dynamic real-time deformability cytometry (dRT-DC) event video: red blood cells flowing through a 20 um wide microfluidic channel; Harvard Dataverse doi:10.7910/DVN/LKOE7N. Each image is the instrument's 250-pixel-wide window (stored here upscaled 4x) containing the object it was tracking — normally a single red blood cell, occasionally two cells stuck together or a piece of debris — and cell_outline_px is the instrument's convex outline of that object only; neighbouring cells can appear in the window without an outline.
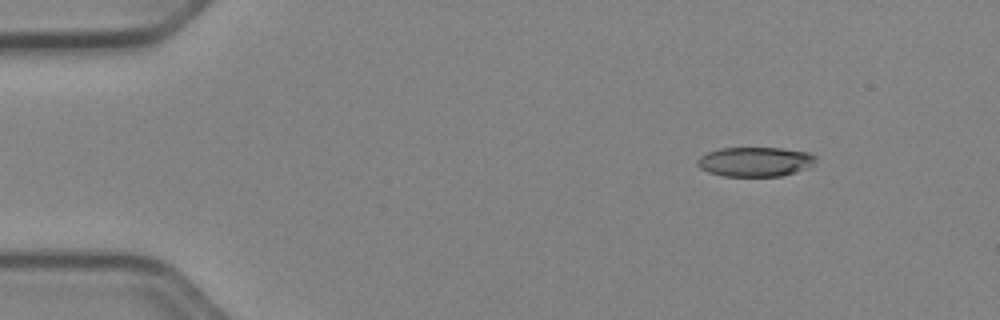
{"species": "Egyptian fruit bat (a non-hibernating species)", "species_latin": "Rousettus aegyptiacus", "temperature_condition": "cold", "stored_images_in_passage": 46, "camera_frame_rate_fps": 3000, "um_per_image_px": 0.085, "animal": {"sex": "female"}, "frame": {"image": 1, "passage_image": 1, "time_ms": 0.0, "image_size_px": [1000, 320], "cell_outline_px": [[816, 160], [808, 168], [796, 172], [780, 176], [724, 176], [708, 172], [700, 168], [696, 164], [696, 160], [700, 156], [708, 152], [720, 148], [780, 148], [808, 152], [816, 156]], "centroid_in_image_um": [64.17, 13.75], "position_along_channel_um": 20.8, "area_um2": 20.4}}
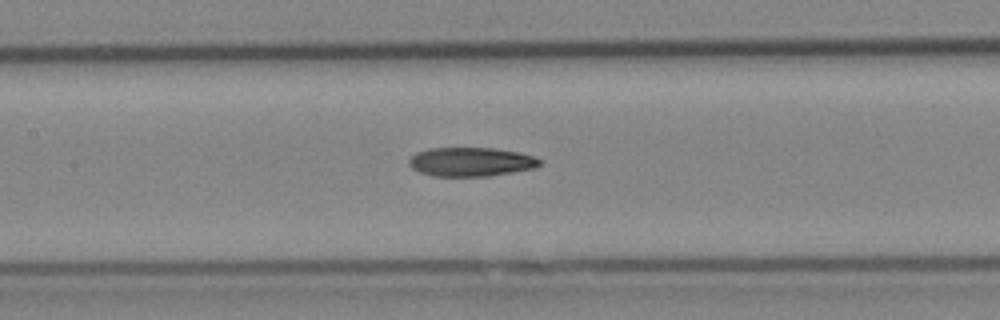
{"frame": {"image": 2, "passage_image": 19, "time_ms": 6.0, "image_size_px": [1000, 320], "cell_outline_px": [[540, 164], [536, 168], [488, 176], [432, 176], [420, 172], [412, 168], [408, 164], [408, 160], [416, 152], [428, 148], [492, 148], [520, 152], [532, 156], [540, 160]], "centroid_in_image_um": [40.0, 13.75], "position_along_channel_um": 167.4, "area_um2": 22.08}}
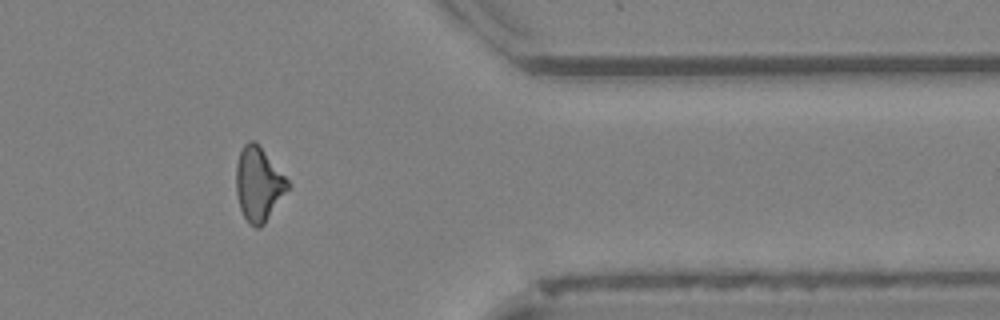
{"frame": {"image": 3, "passage_image": 37, "time_ms": 12.0, "image_size_px": [1000, 320], "cell_outline_px": [[292, 184], [264, 224], [260, 228], [256, 228], [248, 224], [240, 208], [236, 192], [236, 164], [240, 152], [244, 144], [248, 140], [256, 140]], "centroid_in_image_um": [21.98, 15.63], "position_along_channel_um": 389.4, "area_um2": 22.54}, "authors_computed_cell_mechanics": {"area_um2": 22.0796, "velocity_mm_per_s": 3.9802, "shape_relaxation_time_tau1_ms": 9.8189, "shape_relaxation_time_tau2_ms": null, "deformation_change_tau1": 0.2021, "deformation_change_tau2": null}}